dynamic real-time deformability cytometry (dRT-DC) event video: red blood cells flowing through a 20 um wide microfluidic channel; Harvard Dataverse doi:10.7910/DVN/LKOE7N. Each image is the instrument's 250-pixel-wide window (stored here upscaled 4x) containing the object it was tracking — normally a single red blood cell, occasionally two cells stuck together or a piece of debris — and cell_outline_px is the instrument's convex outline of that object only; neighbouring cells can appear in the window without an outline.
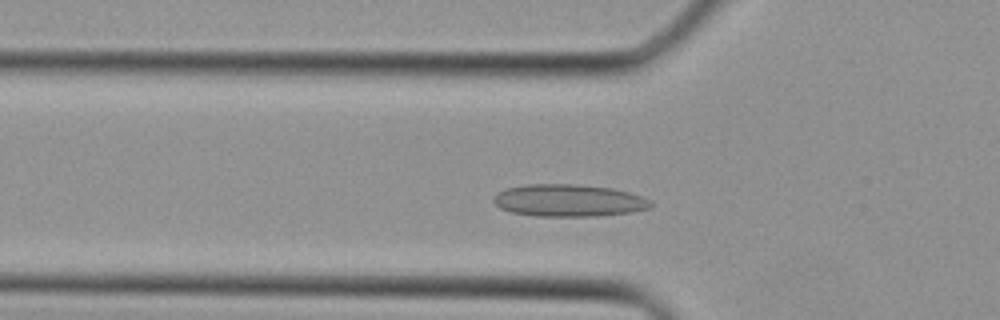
{"species": "Egyptian fruit bat (a non-hibernating species)", "species_latin": "Rousettus aegyptiacus", "temperature_condition": "cold", "stored_images_in_passage": 33, "camera_frame_rate_fps": 3000, "um_per_image_px": 0.085, "animal": {"sex": "female"}, "frame": {"image": 1, "passage_image": 7, "time_ms": 2.0, "image_size_px": [1000, 320], "cell_outline_px": [[652, 208], [632, 212], [592, 216], [536, 216], [512, 212], [500, 208], [492, 200], [496, 192], [508, 188], [524, 184], [580, 184], [612, 188], [628, 192], [640, 196], [648, 200], [652, 204]], "centroid_in_image_um": [48.31, 17.03], "position_along_channel_um": 77.5, "area_um2": 29.54}}
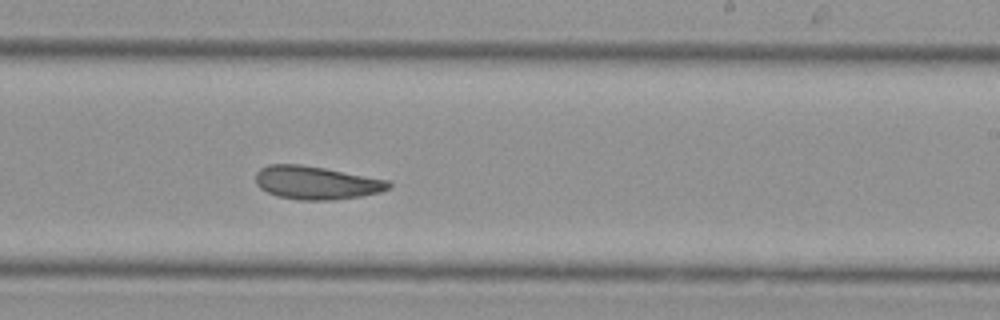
{"frame": {"image": 2, "passage_image": 18, "time_ms": 5.667, "image_size_px": [1000, 320], "cell_outline_px": [[392, 184], [388, 188], [380, 192], [360, 196], [332, 200], [300, 200], [276, 196], [260, 188], [256, 184], [256, 172], [260, 168], [268, 164], [300, 164], [324, 168], [388, 180]], "centroid_in_image_um": [26.84, 15.53], "position_along_channel_um": 262.2, "area_um2": 25.66}}
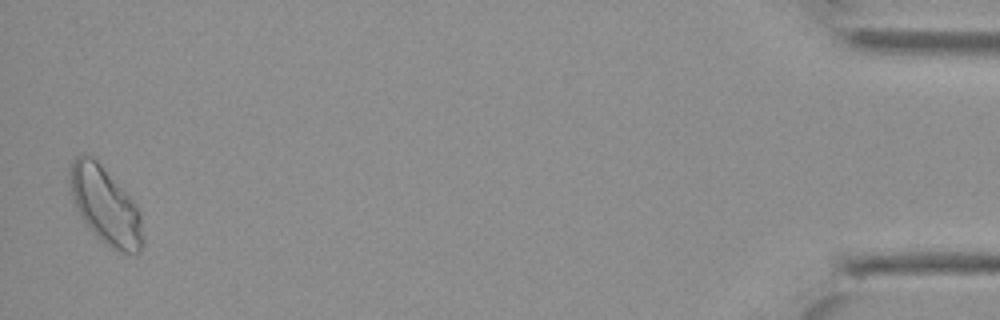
{"frame": {"image": 3, "passage_image": 33, "time_ms": 10.667, "image_size_px": [1000, 320], "cell_outline_px": [[144, 244], [140, 252], [124, 252], [112, 248], [104, 244], [92, 232], [80, 216], [72, 200], [68, 188], [68, 172], [76, 156], [84, 152], [96, 156], [136, 204], [140, 212], [144, 240]], "centroid_in_image_um": [8.92, 17.41], "position_along_channel_um": 426.3, "area_um2": 33.58}}